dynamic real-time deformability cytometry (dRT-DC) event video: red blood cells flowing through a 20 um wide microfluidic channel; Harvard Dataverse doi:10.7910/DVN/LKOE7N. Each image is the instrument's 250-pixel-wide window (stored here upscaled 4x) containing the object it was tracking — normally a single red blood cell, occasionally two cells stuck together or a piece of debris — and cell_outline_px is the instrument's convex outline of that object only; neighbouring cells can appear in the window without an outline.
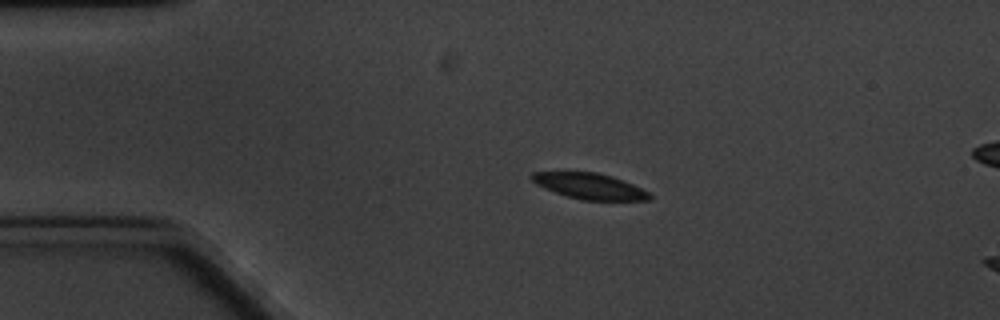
{"species": "common noctule bat (a hibernating species)", "species_latin": "Nyctalus noctula", "temperature_condition": "cold", "stored_images_in_passage": 4, "camera_frame_rate_fps": 3000, "um_per_image_px": 0.085, "animal": {"sex": "male", "body_mass_g": 20.1, "forearm_length_mm": 53.5}, "frame": {"image": 1, "passage_image": 2, "time_ms": 2.0, "image_size_px": [1000, 320], "cell_outline_px": [[652, 200], [580, 200], [544, 188], [536, 184], [528, 176], [532, 172], [596, 172], [612, 176], [652, 192]], "centroid_in_image_um": [50.15, 15.82], "position_along_channel_um": 34.9, "area_um2": 17.8}}